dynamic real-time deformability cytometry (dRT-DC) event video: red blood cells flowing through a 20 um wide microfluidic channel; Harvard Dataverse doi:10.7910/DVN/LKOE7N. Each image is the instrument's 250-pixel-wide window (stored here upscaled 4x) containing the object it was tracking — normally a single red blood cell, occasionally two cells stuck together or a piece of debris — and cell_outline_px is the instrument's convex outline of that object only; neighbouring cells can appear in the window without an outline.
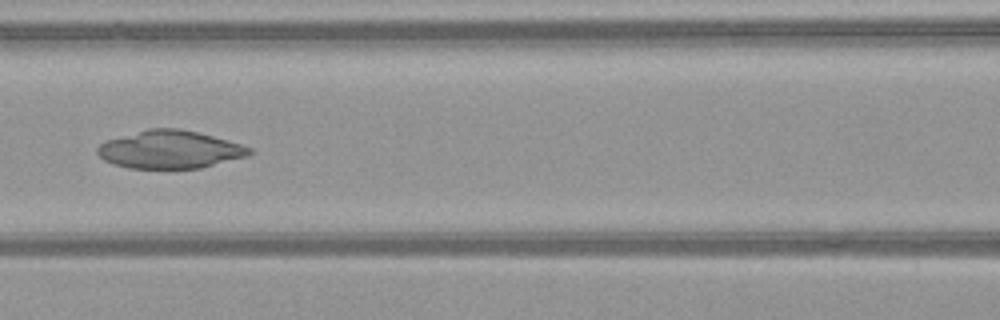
{"species": "common noctule bat (a hibernating species)", "species_latin": "Nyctalus noctula", "temperature_condition": "warm", "stored_images_in_passage": 51, "camera_frame_rate_fps": 3000, "um_per_image_px": 0.085, "animal": {"sex": "female", "body_mass_g": 21.9}, "frame": {"image": 1, "passage_image": 24, "time_ms": 7.667, "image_size_px": [1000, 320], "cell_outline_px": [[252, 152], [248, 156], [200, 168], [128, 168], [112, 164], [104, 160], [96, 152], [96, 148], [100, 144], [108, 140], [148, 128], [180, 128], [212, 136], [240, 144], [252, 148]], "centroid_in_image_um": [14.42, 12.71], "position_along_channel_um": 152.2, "area_um2": 33.35}}
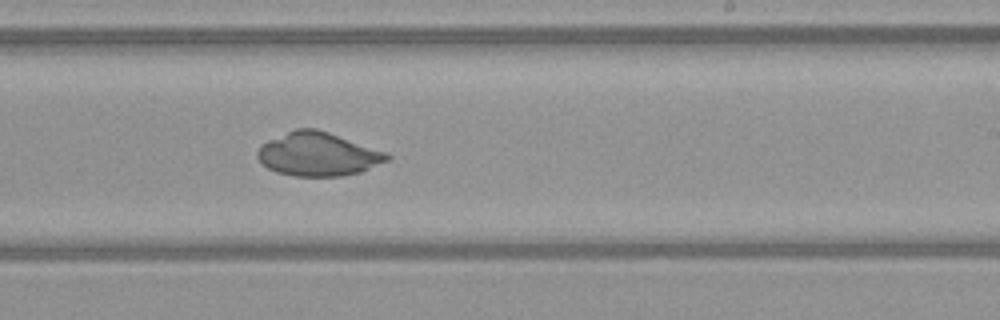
{"frame": {"image": 2, "passage_image": 32, "time_ms": 10.333, "image_size_px": [1000, 320], "cell_outline_px": [[392, 156], [388, 160], [360, 172], [340, 176], [292, 176], [276, 172], [268, 168], [256, 156], [256, 152], [260, 144], [268, 140], [296, 128], [316, 128], [388, 152]], "centroid_in_image_um": [27.02, 13.1], "position_along_channel_um": 262.0, "area_um2": 32.95}}
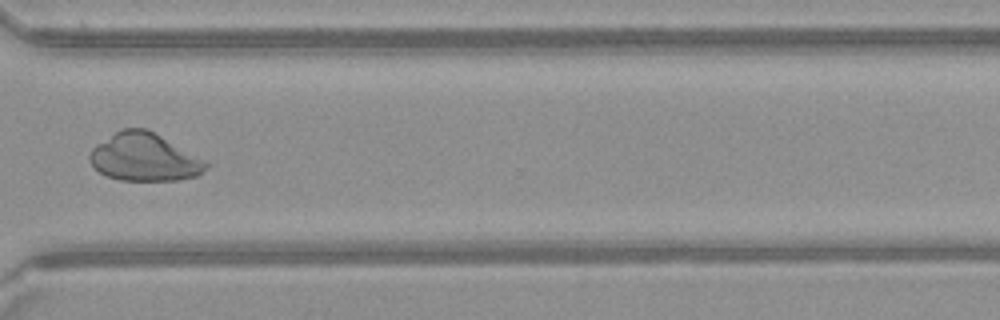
{"frame": {"image": 3, "passage_image": 39, "time_ms": 12.667, "image_size_px": [1000, 320], "cell_outline_px": [[212, 164], [196, 176], [180, 180], [120, 180], [108, 176], [100, 172], [88, 160], [88, 156], [92, 148], [96, 144], [120, 128], [144, 128], [160, 136]], "centroid_in_image_um": [12.24, 13.37], "position_along_channel_um": 358.4, "area_um2": 32.14}}